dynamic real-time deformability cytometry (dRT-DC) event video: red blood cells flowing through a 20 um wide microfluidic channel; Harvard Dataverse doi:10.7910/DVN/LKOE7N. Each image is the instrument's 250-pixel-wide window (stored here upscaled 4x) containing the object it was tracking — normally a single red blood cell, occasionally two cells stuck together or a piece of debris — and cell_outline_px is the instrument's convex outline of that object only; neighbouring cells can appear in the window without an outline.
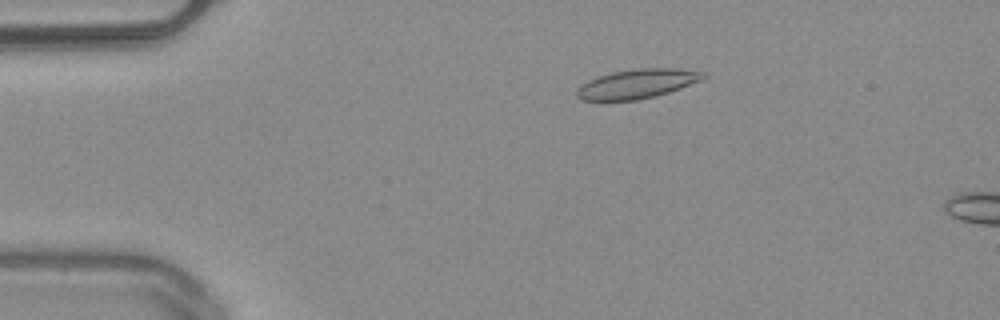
{"species": "common noctule bat (a hibernating species)", "species_latin": "Nyctalus noctula", "temperature_condition": "warm", "stored_images_in_passage": 14, "camera_frame_rate_fps": 3000, "um_per_image_px": 0.085, "animal": {"sex": "male", "body_mass_g": 20.4}, "frame": {"image": 1, "passage_image": 10, "time_ms": 3.0, "image_size_px": [1000, 320], "cell_outline_px": [[708, 76], [700, 80], [680, 88], [668, 92], [636, 100], [584, 100], [576, 96], [576, 88], [580, 84], [588, 80], [612, 72], [636, 68], [680, 68], [708, 72]], "centroid_in_image_um": [54.17, 7.1], "position_along_channel_um": 30.8, "area_um2": 21.56}}